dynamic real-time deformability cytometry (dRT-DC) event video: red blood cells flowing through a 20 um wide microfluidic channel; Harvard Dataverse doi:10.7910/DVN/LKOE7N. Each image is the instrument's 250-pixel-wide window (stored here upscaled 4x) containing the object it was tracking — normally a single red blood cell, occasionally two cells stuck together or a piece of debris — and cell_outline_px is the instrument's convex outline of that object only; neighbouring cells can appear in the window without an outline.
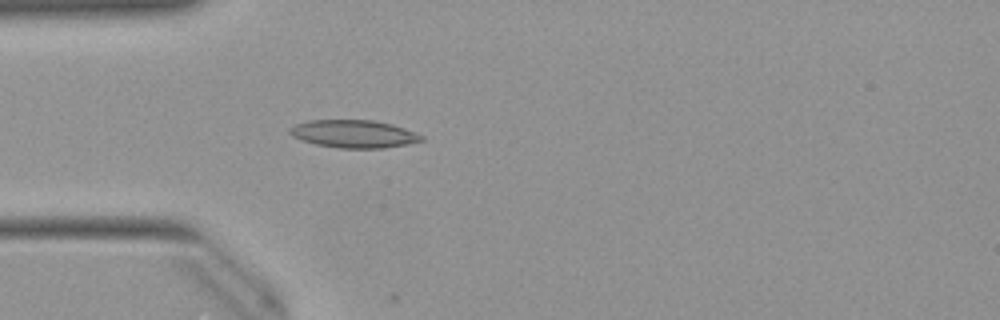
{"species": "Egyptian fruit bat (a non-hibernating species)", "species_latin": "Rousettus aegyptiacus", "temperature_condition": "warm", "stored_images_in_passage": 15, "camera_frame_rate_fps": 3000, "um_per_image_px": 0.085, "animal": {"sex": "female"}, "frame": {"image": 1, "passage_image": 14, "time_ms": 4.333, "image_size_px": [1000, 320], "cell_outline_px": [[424, 140], [408, 144], [384, 148], [340, 148], [316, 144], [292, 136], [288, 132], [288, 128], [296, 124], [308, 120], [372, 120], [392, 124], [404, 128], [424, 136]], "centroid_in_image_um": [30.08, 11.37], "position_along_channel_um": 54.9, "area_um2": 21.27}}